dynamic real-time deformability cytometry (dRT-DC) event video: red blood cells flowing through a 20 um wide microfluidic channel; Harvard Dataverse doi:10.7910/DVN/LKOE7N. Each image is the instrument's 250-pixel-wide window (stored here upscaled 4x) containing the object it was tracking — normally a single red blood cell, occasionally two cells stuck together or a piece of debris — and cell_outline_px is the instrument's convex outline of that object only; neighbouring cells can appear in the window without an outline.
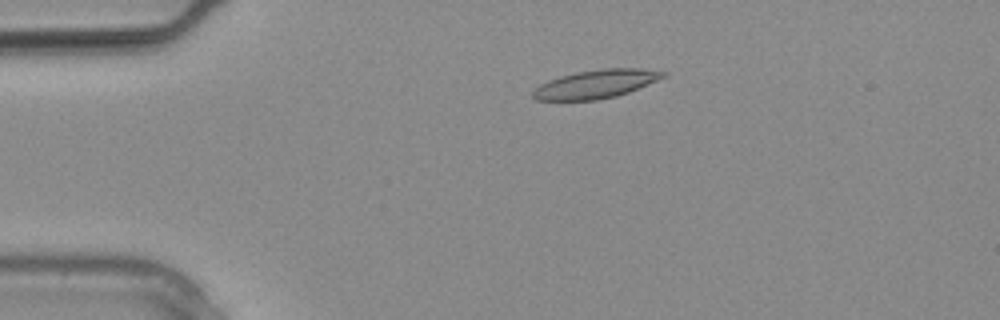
{"species": "common noctule bat (a hibernating species)", "species_latin": "Nyctalus noctula", "temperature_condition": "warm", "stored_images_in_passage": 19, "camera_frame_rate_fps": 3000, "um_per_image_px": 0.085, "animal": {"sex": "male", "body_mass_g": 20.4}, "frame": {"image": 1, "passage_image": 6, "time_ms": 1.667, "image_size_px": [1000, 320], "cell_outline_px": [[668, 76], [628, 92], [616, 96], [596, 100], [536, 100], [532, 96], [532, 92], [540, 84], [548, 80], [560, 76], [576, 72], [604, 68], [640, 68], [668, 72]], "centroid_in_image_um": [50.67, 7.13], "position_along_channel_um": 34.3, "area_um2": 21.62}}
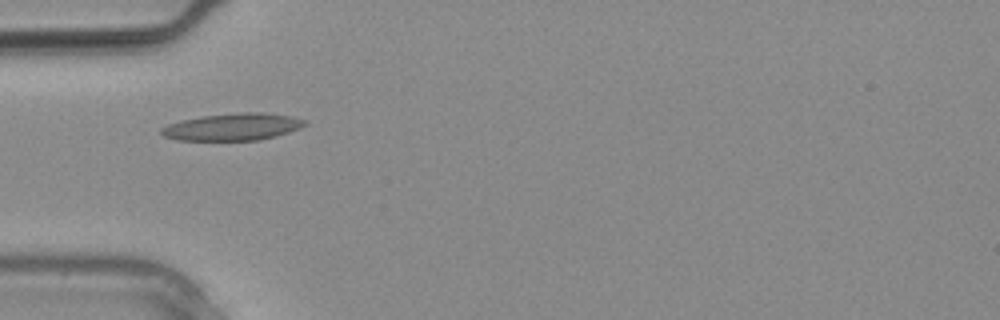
{"frame": {"image": 2, "passage_image": 9, "time_ms": 2.667, "image_size_px": [1000, 320], "cell_outline_px": [[308, 124], [300, 128], [276, 136], [260, 140], [176, 140], [164, 136], [160, 132], [160, 128], [168, 124], [180, 120], [204, 116], [244, 112], [260, 112], [292, 116], [308, 120]], "centroid_in_image_um": [19.8, 10.78], "position_along_channel_um": 65.2, "area_um2": 22.72}}
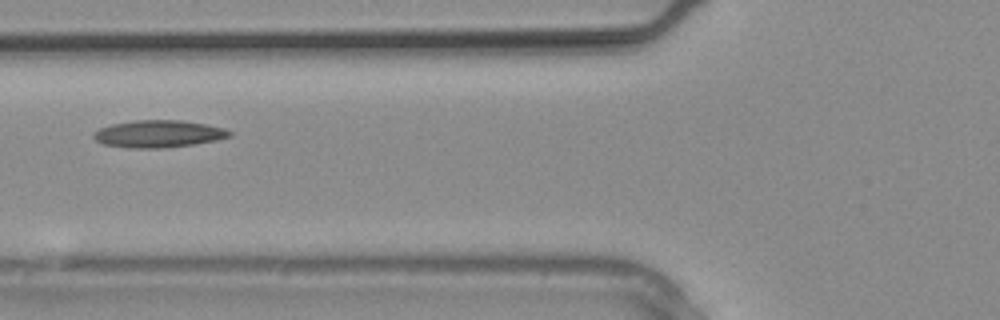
{"frame": {"image": 3, "passage_image": 11, "time_ms": 3.333, "image_size_px": [1000, 320], "cell_outline_px": [[232, 136], [216, 140], [192, 144], [164, 148], [128, 148], [104, 144], [96, 140], [92, 136], [92, 132], [100, 128], [112, 124], [136, 120], [184, 120], [224, 128], [232, 132]], "centroid_in_image_um": [13.46, 11.37], "position_along_channel_um": 112.3, "area_um2": 21.56}}